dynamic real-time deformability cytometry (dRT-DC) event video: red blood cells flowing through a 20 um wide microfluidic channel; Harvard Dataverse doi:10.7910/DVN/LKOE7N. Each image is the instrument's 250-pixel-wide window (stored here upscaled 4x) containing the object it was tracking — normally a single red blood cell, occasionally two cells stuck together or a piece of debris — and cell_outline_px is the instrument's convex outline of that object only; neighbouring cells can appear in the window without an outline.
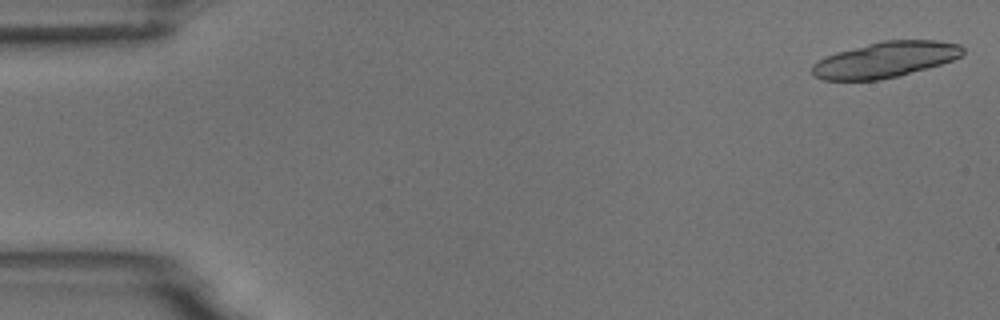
{"species": "common noctule bat (a hibernating species)", "species_latin": "Nyctalus noctula", "temperature_condition": "room temperature", "stored_images_in_passage": 5, "camera_frame_rate_fps": 3000, "um_per_image_px": 0.085, "animal": {"sex": "male", "body_mass_g": 18.8}, "frame": {"image": 1, "passage_image": 1, "time_ms": 0.0, "image_size_px": [1000, 320], "cell_outline_px": [[964, 52], [960, 56], [952, 60], [940, 64], [900, 76], [880, 80], [820, 80], [812, 72], [812, 64], [824, 56], [836, 52], [884, 40], [936, 40], [960, 44], [964, 48]], "centroid_in_image_um": [75.24, 5.07], "position_along_channel_um": 9.8, "area_um2": 31.39}}